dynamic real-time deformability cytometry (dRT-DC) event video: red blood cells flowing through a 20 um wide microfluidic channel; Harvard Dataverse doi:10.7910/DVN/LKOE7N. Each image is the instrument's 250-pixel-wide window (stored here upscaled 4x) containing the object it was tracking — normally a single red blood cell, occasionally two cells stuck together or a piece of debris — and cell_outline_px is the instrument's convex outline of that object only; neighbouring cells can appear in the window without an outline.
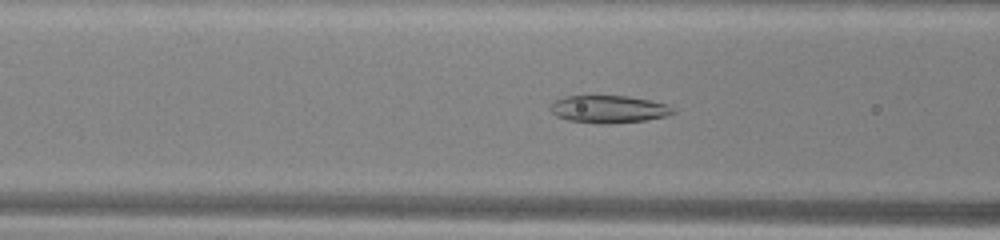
{"species": "common noctule bat (a hibernating species)", "species_latin": "Nyctalus noctula", "temperature_condition": "warm", "stored_images_in_passage": 45, "camera_frame_rate_fps": 3000, "um_per_image_px": 0.085, "animal": {"sex": "male", "body_mass_g": 13.0, "forearm_length_mm": 53.1}, "frame": {"image": 1, "passage_image": 14, "time_ms": 4.333, "image_size_px": [1000, 240], "cell_outline_px": [[676, 112], [664, 116], [644, 120], [612, 124], [596, 124], [568, 120], [556, 116], [548, 108], [556, 100], [564, 96], [628, 96], [668, 104]], "centroid_in_image_um": [51.71, 9.29], "position_along_channel_um": 114.9, "area_um2": 19.65}}
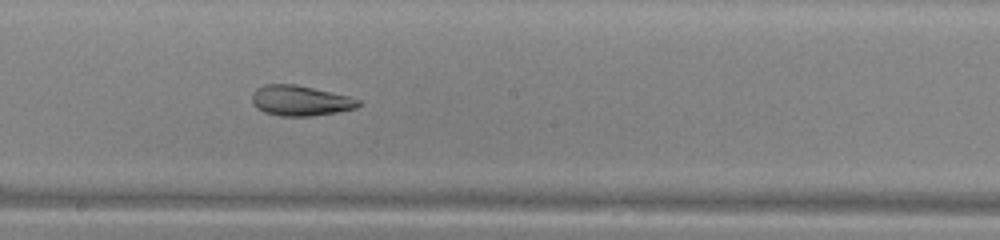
{"frame": {"image": 2, "passage_image": 22, "time_ms": 7.0, "image_size_px": [1000, 240], "cell_outline_px": [[360, 104], [356, 108], [336, 112], [312, 116], [280, 116], [264, 112], [256, 108], [252, 104], [252, 92], [256, 88], [264, 84], [296, 84], [348, 96], [360, 100]], "centroid_in_image_um": [25.48, 8.55], "position_along_channel_um": 222.7, "area_um2": 18.84}}
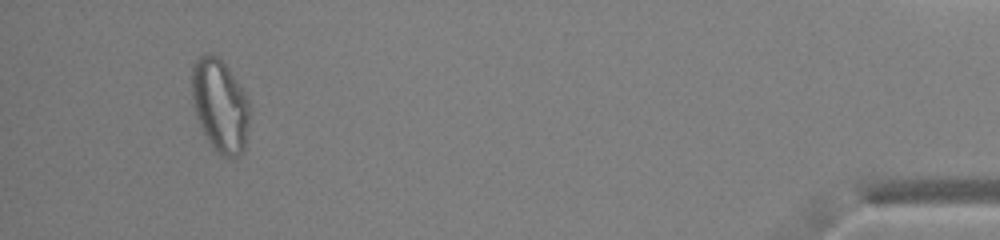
{"frame": {"image": 3, "passage_image": 42, "time_ms": 13.667, "image_size_px": [1000, 240], "cell_outline_px": [[248, 124], [244, 148], [236, 156], [220, 156], [212, 148], [200, 128], [192, 104], [192, 64], [204, 52], [212, 52], [228, 68], [244, 92], [248, 100]], "centroid_in_image_um": [18.65, 8.95], "position_along_channel_um": 416.5, "area_um2": 31.21}, "authors_computed_cell_mechanics": {"area_um2": 23.8714, "velocity_mm_per_s": 4.0483, "shape_relaxation_time_tau1_ms": null, "shape_relaxation_time_tau2_ms": 2.0071, "deformation_change_tau1": null, "deformation_change_tau2": 0.0737}}